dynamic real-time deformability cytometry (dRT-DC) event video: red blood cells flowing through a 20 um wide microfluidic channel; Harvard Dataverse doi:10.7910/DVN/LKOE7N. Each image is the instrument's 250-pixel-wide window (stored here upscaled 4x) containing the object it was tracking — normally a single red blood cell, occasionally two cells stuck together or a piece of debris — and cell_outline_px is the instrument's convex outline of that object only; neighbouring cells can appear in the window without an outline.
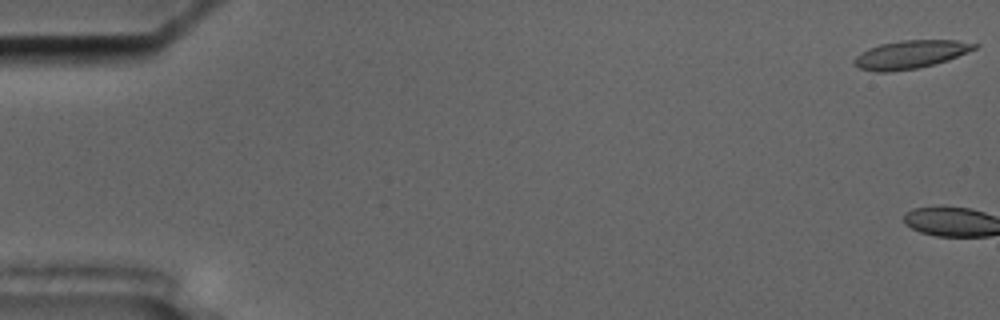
{"species": "common noctule bat (a hibernating species)", "species_latin": "Nyctalus noctula", "temperature_condition": "cold", "stored_images_in_passage": 3, "camera_frame_rate_fps": 3000, "um_per_image_px": 0.085, "animal": {"sex": "male", "body_mass_g": 17.5, "forearm_length_mm": 52.3}, "frame": {"image": 1, "passage_image": 1, "time_ms": 0.0, "image_size_px": [1000, 320], "cell_outline_px": [[980, 44], [976, 48], [948, 60], [916, 68], [888, 72], [876, 72], [860, 68], [852, 64], [852, 60], [856, 56], [868, 48], [880, 44], [900, 40], [956, 40]], "centroid_in_image_um": [77.35, 4.62], "position_along_channel_um": 7.6, "area_um2": 19.65}}